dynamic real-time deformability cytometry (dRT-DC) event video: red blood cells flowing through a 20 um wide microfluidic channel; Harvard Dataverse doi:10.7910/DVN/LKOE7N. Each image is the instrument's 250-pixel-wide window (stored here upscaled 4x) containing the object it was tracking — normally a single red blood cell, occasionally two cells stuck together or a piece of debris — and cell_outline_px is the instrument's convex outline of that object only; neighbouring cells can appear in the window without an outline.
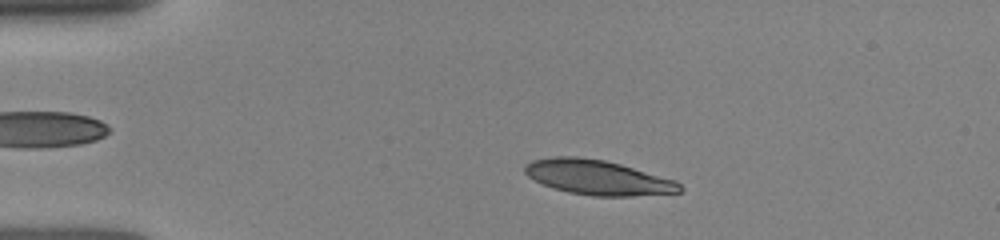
{"species": "human", "species_latin": "Homo sapiens", "temperature_condition": "room temperature", "stored_images_in_passage": 75, "camera_frame_rate_fps": 3000, "um_per_image_px": 0.085, "donor": {"sex": "female"}, "frame": {"image": 1, "passage_image": 8, "time_ms": 2.0, "image_size_px": [1000, 240], "cell_outline_px": [[684, 188], [680, 192], [632, 196], [592, 196], [568, 192], [552, 188], [528, 176], [524, 172], [524, 164], [532, 160], [552, 156], [576, 156], [604, 160], [620, 164], [676, 180]], "centroid_in_image_um": [50.8, 15.08], "position_along_channel_um": 34.2, "area_um2": 31.44}}
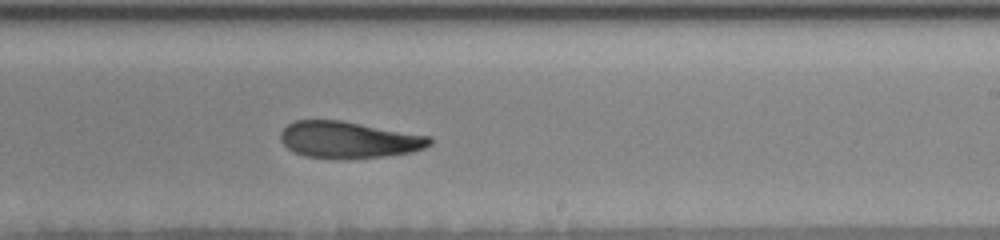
{"frame": {"image": 2, "passage_image": 41, "time_ms": 8.667, "image_size_px": [1000, 240], "cell_outline_px": [[432, 144], [424, 148], [412, 152], [384, 156], [304, 156], [288, 148], [280, 140], [280, 132], [288, 124], [296, 120], [340, 120], [432, 136]], "centroid_in_image_um": [29.67, 11.84], "position_along_channel_um": 259.3, "area_um2": 30.98}}
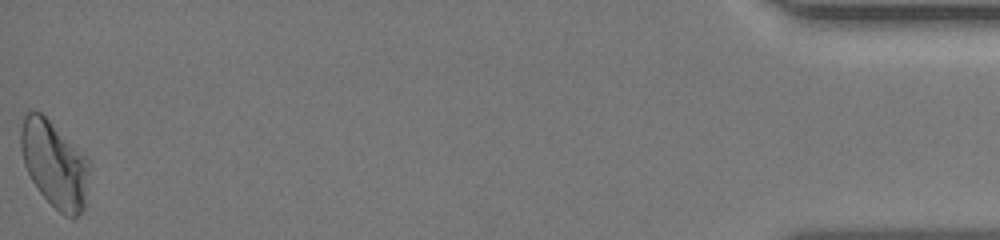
{"frame": {"image": 3, "passage_image": 74, "time_ms": 15.0, "image_size_px": [1000, 240], "cell_outline_px": [[88, 172], [84, 208], [72, 220], [64, 216], [40, 192], [32, 180], [24, 164], [20, 148], [20, 128], [24, 116], [28, 112], [40, 112], [88, 160]], "centroid_in_image_um": [4.59, 13.98], "position_along_channel_um": 430.6, "area_um2": 33.52}}